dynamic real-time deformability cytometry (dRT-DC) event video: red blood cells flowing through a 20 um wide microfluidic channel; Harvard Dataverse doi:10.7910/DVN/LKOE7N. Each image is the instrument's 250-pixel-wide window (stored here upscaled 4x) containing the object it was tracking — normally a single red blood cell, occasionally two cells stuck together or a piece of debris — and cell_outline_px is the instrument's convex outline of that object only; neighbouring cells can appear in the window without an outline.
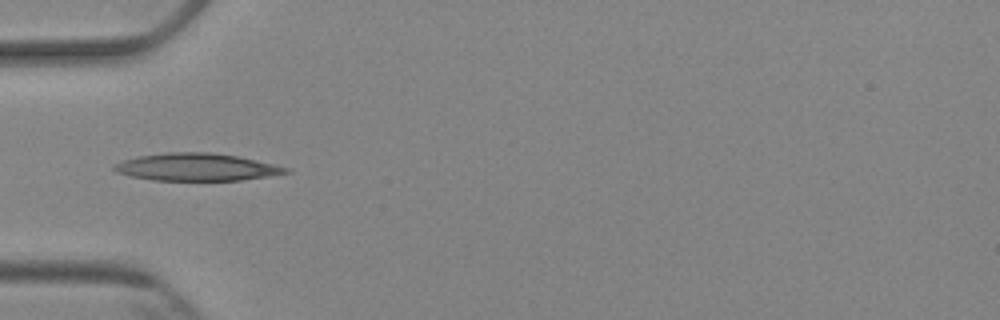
{"species": "Egyptian fruit bat (a non-hibernating species)", "species_latin": "Rousettus aegyptiacus", "temperature_condition": "cold", "stored_images_in_passage": 8, "camera_frame_rate_fps": 3000, "um_per_image_px": 0.085, "animal": {"sex": "female"}, "frame": {"image": 1, "passage_image": 5, "time_ms": 4.667, "image_size_px": [1000, 320], "cell_outline_px": [[292, 172], [268, 176], [240, 180], [152, 180], [132, 176], [116, 172], [112, 168], [116, 164], [124, 160], [136, 156], [168, 152], [212, 152], [236, 156], [292, 168]], "centroid_in_image_um": [16.73, 14.2], "position_along_channel_um": 68.3, "area_um2": 27.34}}
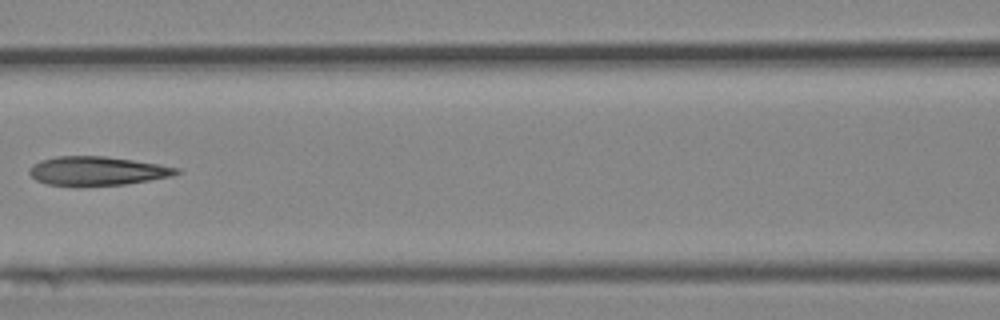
{"frame": {"image": 2, "passage_image": 7, "time_ms": 7.0, "image_size_px": [1000, 320], "cell_outline_px": [[180, 172], [172, 176], [124, 184], [48, 184], [36, 180], [28, 172], [28, 168], [32, 164], [40, 160], [56, 156], [104, 156], [132, 160], [180, 168]], "centroid_in_image_um": [8.23, 14.5], "position_along_channel_um": 158.4, "area_um2": 24.1}}
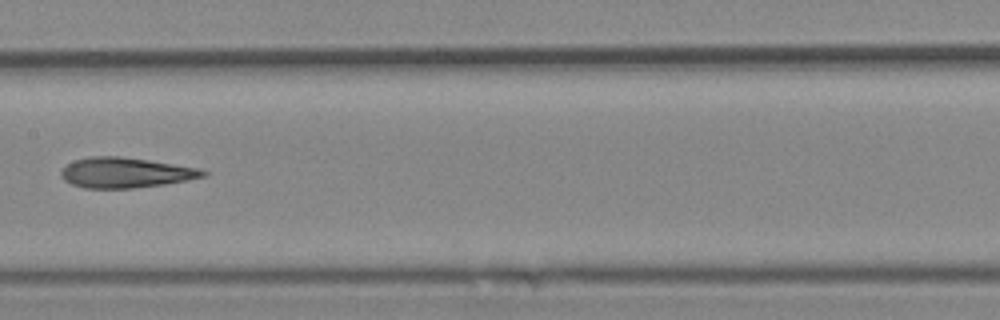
{"frame": {"image": 3, "passage_image": 8, "time_ms": 8.0, "image_size_px": [1000, 320], "cell_outline_px": [[208, 172], [204, 176], [188, 180], [164, 184], [132, 188], [84, 188], [72, 184], [64, 180], [60, 176], [60, 172], [72, 160], [88, 156], [120, 156], [148, 160], [200, 168]], "centroid_in_image_um": [10.64, 14.67], "position_along_channel_um": 196.8, "area_um2": 25.03}}